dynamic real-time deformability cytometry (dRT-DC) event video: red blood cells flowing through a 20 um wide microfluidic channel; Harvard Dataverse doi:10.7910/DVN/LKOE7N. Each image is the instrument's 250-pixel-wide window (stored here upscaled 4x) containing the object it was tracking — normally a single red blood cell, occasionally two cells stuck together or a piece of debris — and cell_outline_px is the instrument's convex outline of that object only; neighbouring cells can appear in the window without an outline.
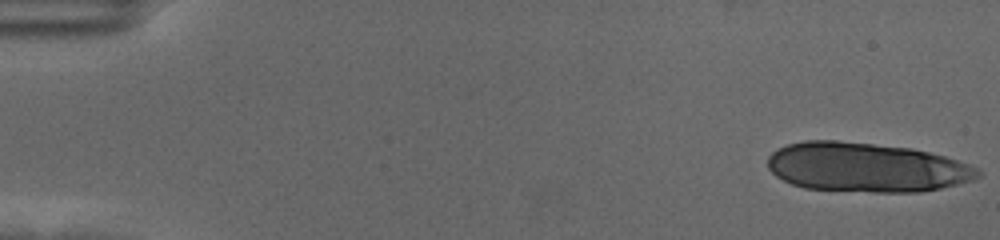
{"species": "human", "species_latin": "Homo sapiens", "temperature_condition": "cold", "stored_images_in_passage": 18, "camera_frame_rate_fps": 3000, "um_per_image_px": 0.085, "donor": {"sex": "female"}, "frame": {"image": 1, "passage_image": 1, "time_ms": 0.0, "image_size_px": [1000, 240], "cell_outline_px": [[980, 176], [972, 180], [940, 188], [920, 192], [872, 192], [804, 188], [792, 184], [776, 176], [768, 168], [768, 156], [776, 148], [788, 144], [804, 140], [836, 140], [912, 148], [944, 156], [980, 168]], "centroid_in_image_um": [73.61, 14.22], "position_along_channel_um": 11.4, "area_um2": 60.52}}